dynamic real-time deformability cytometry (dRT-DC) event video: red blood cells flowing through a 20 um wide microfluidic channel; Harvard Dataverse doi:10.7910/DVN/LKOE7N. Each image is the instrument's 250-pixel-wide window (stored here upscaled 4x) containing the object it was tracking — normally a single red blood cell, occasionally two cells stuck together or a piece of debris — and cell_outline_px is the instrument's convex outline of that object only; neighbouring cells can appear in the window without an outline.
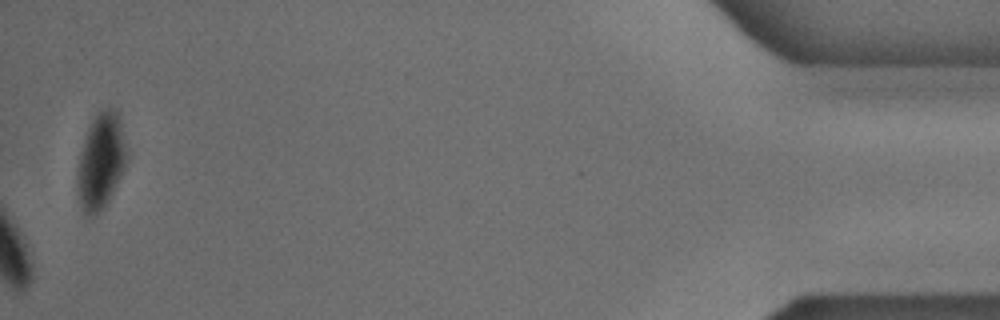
{"species": "common noctule bat (a hibernating species)", "species_latin": "Nyctalus noctula", "temperature_condition": "cold", "stored_images_in_passage": 42, "camera_frame_rate_fps": 3000, "um_per_image_px": 0.085, "animal": {"sex": "male", "body_mass_g": 18.8}, "frame": {"image": 1, "passage_image": 42, "time_ms": 13.667, "image_size_px": [1000, 320], "cell_outline_px": [[128, 152], [120, 176], [104, 208], [88, 216], [84, 212], [80, 200], [76, 180], [76, 176], [80, 152], [84, 136], [92, 120], [104, 108], [116, 108], [120, 112]], "centroid_in_image_um": [8.59, 13.61], "position_along_channel_um": 426.6, "area_um2": 27.46}}